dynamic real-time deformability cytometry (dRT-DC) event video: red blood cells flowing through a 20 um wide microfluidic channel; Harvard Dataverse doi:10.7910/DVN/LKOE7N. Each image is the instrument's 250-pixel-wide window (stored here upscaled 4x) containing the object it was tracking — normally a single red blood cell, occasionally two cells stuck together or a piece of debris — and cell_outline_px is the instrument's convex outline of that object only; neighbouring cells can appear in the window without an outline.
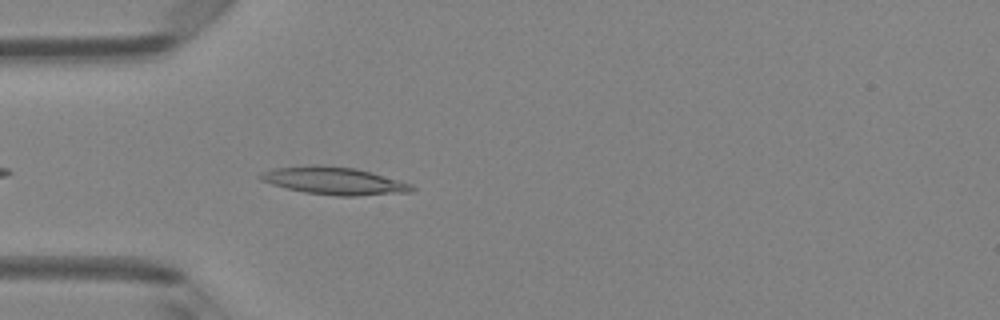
{"species": "Egyptian fruit bat (a non-hibernating species)", "species_latin": "Rousettus aegyptiacus", "temperature_condition": "room temperature", "stored_images_in_passage": 37, "camera_frame_rate_fps": 3000, "um_per_image_px": 0.085, "animal": {"sex": "female"}, "frame": {"image": 1, "passage_image": 3, "time_ms": 0.667, "image_size_px": [1000, 320], "cell_outline_px": [[416, 188], [412, 192], [356, 196], [336, 196], [304, 192], [272, 184], [260, 180], [256, 176], [260, 172], [272, 168], [316, 164], [320, 164], [356, 168], [372, 172], [412, 184]], "centroid_in_image_um": [28.38, 15.36], "position_along_channel_um": 56.6, "area_um2": 24.62}}
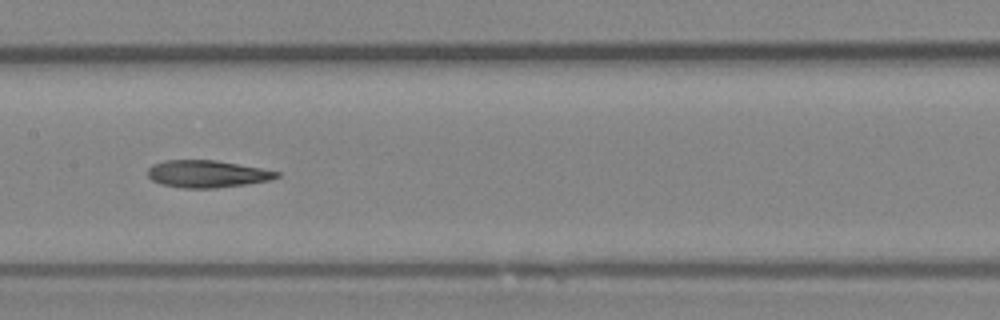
{"frame": {"image": 2, "passage_image": 13, "time_ms": 4.0, "image_size_px": [1000, 320], "cell_outline_px": [[280, 176], [268, 180], [244, 184], [216, 188], [184, 188], [160, 184], [152, 180], [148, 176], [148, 168], [152, 164], [164, 160], [216, 160], [260, 168], [280, 172]], "centroid_in_image_um": [17.56, 14.78], "position_along_channel_um": 189.8, "area_um2": 20.35}}
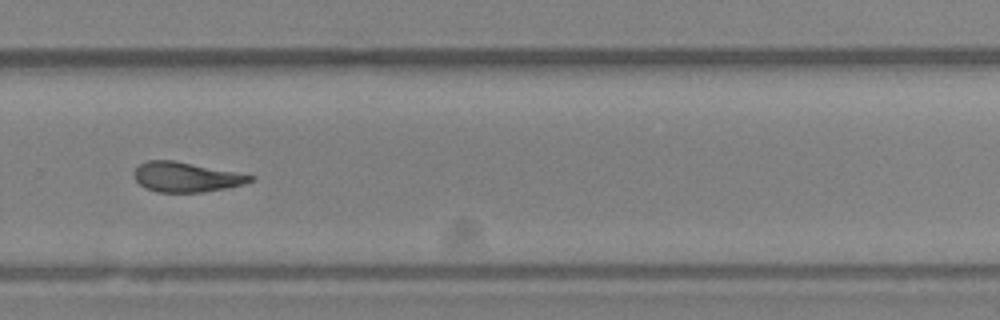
{"frame": {"image": 3, "passage_image": 22, "time_ms": 7.0, "image_size_px": [1000, 320], "cell_outline_px": [[256, 180], [244, 184], [204, 192], [156, 192], [144, 188], [132, 176], [132, 172], [140, 164], [148, 160], [172, 160], [236, 172], [256, 176]], "centroid_in_image_um": [15.8, 15.05], "position_along_channel_um": 314.0, "area_um2": 20.23}, "authors_computed_cell_mechanics": {"area_um2": 20.6924, "velocity_mm_per_s": 4.1431, "shape_relaxation_time_tau1_ms": null, "shape_relaxation_time_tau2_ms": 2.2316, "deformation_change_tau1": null, "deformation_change_tau2": 0.1024}}